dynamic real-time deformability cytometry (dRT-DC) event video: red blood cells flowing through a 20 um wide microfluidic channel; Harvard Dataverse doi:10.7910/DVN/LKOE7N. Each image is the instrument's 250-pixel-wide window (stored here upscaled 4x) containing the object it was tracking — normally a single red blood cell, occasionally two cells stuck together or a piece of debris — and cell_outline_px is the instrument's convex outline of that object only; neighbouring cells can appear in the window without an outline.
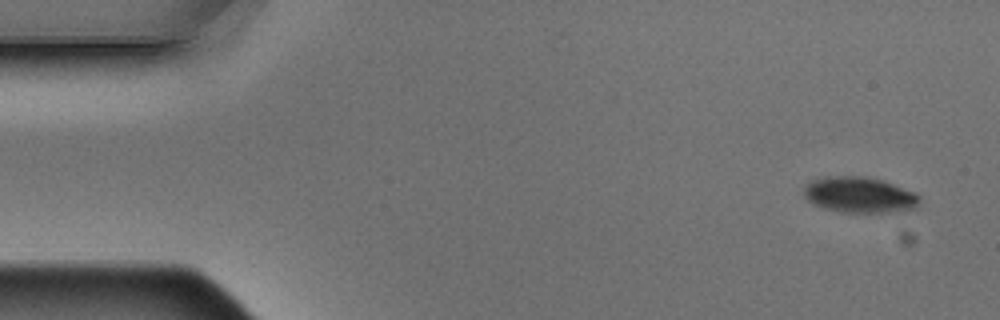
{"species": "Egyptian fruit bat (a non-hibernating species)", "species_latin": "Rousettus aegyptiacus", "temperature_condition": "warm", "stored_images_in_passage": 4, "camera_frame_rate_fps": 3000, "um_per_image_px": 0.085, "animal": {"sex": "male"}, "frame": {"image": 1, "passage_image": 1, "time_ms": 0.0, "image_size_px": [1000, 320], "cell_outline_px": [[920, 200], [912, 208], [888, 212], [840, 212], [824, 208], [812, 204], [804, 196], [804, 184], [812, 180], [824, 176], [864, 176], [884, 180], [916, 192], [920, 196]], "centroid_in_image_um": [73.01, 16.54], "position_along_channel_um": 12.0, "area_um2": 24.28}}
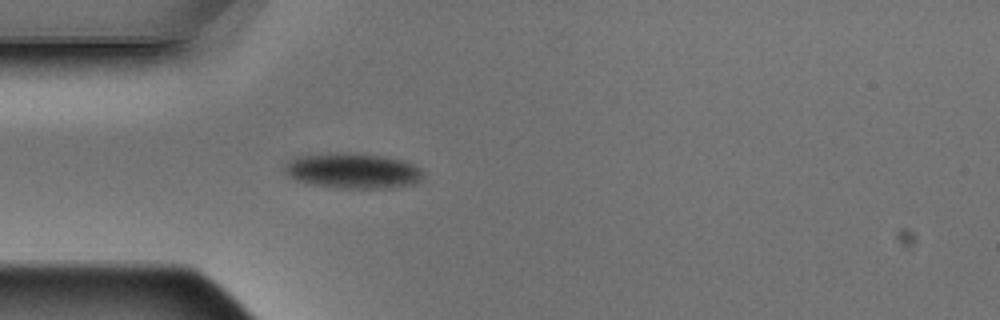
{"frame": {"image": 2, "passage_image": 4, "time_ms": 1.0, "image_size_px": [1000, 320], "cell_outline_px": [[424, 180], [412, 184], [388, 188], [340, 188], [312, 184], [296, 180], [288, 176], [284, 172], [284, 164], [288, 160], [296, 156], [340, 152], [344, 152], [384, 156], [404, 160], [420, 168], [424, 172]], "centroid_in_image_um": [29.99, 14.51], "position_along_channel_um": 55.0, "area_um2": 28.84}}